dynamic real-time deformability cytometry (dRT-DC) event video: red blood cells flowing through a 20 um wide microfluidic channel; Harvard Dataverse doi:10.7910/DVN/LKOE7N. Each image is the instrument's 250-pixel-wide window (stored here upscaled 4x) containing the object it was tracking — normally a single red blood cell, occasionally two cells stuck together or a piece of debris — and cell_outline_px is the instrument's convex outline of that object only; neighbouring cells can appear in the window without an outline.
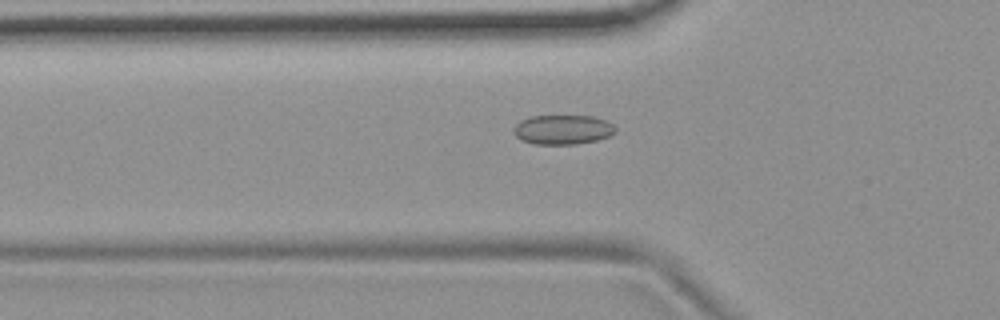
{"species": "common noctule bat (a hibernating species)", "species_latin": "Nyctalus noctula", "temperature_condition": "room temperature", "stored_images_in_passage": 55, "camera_frame_rate_fps": 3000, "um_per_image_px": 0.085, "animal": {"sex": "female", "body_mass_g": 19.9}, "frame": {"image": 1, "passage_image": 19, "time_ms": 6.0, "image_size_px": [1000, 320], "cell_outline_px": [[616, 132], [608, 136], [596, 140], [576, 144], [532, 144], [520, 140], [512, 132], [512, 128], [520, 120], [532, 116], [592, 116], [604, 120], [612, 124], [616, 128]], "centroid_in_image_um": [47.78, 11.02], "position_along_channel_um": 78.0, "area_um2": 17.57}}
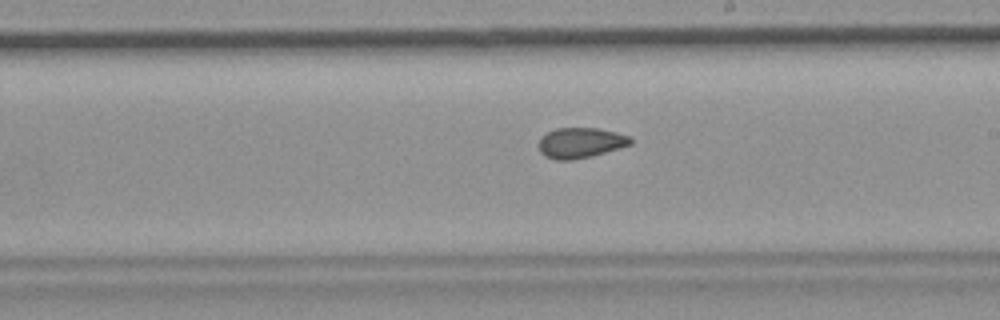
{"frame": {"image": 2, "passage_image": 32, "time_ms": 10.333, "image_size_px": [1000, 320], "cell_outline_px": [[632, 144], [592, 156], [572, 160], [556, 160], [544, 156], [540, 152], [540, 136], [556, 128], [600, 128], [632, 136]], "centroid_in_image_um": [49.36, 12.13], "position_along_channel_um": 239.6, "area_um2": 16.36}}
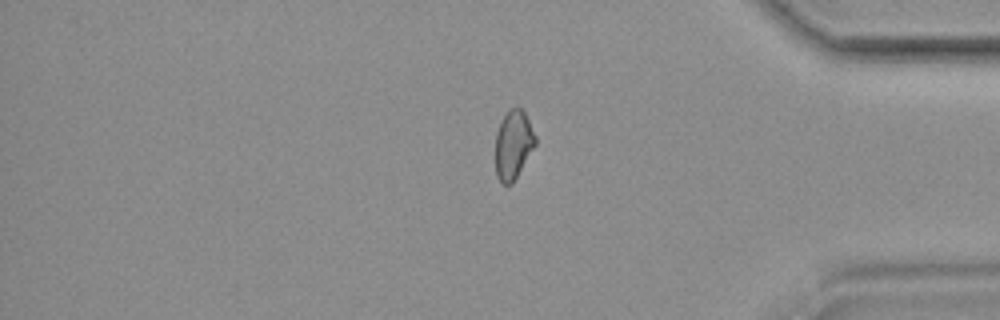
{"frame": {"image": 3, "passage_image": 46, "time_ms": 15.0, "image_size_px": [1000, 320], "cell_outline_px": [[536, 144], [512, 184], [504, 184], [496, 176], [496, 132], [508, 108], [520, 108], [524, 112], [536, 136]], "centroid_in_image_um": [43.63, 12.3], "position_along_channel_um": 391.6, "area_um2": 15.78}, "authors_computed_cell_mechanics": {"area_um2": 16.9932, "velocity_mm_per_s": 3.7295, "shape_relaxation_time_tau1_ms": null, "shape_relaxation_time_tau2_ms": 2.2508, "deformation_change_tau1": null, "deformation_change_tau2": 0.062}}